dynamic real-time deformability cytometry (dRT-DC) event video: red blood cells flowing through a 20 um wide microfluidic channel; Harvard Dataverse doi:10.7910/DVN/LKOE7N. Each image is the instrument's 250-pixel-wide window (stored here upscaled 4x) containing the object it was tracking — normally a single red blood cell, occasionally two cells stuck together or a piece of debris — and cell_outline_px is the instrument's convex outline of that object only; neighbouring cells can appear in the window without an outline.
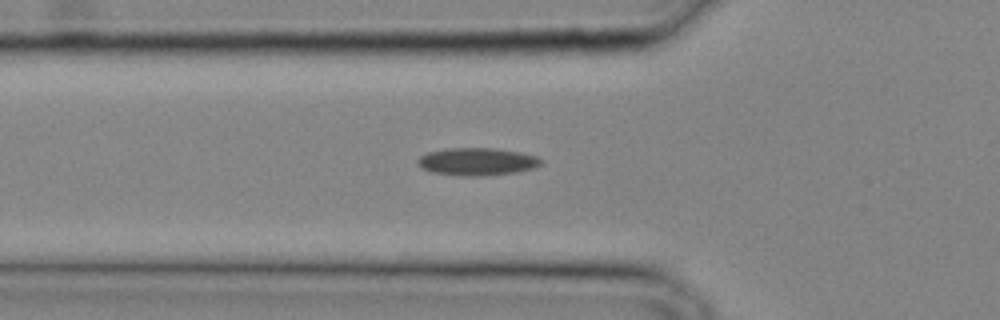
{"species": "common noctule bat (a hibernating species)", "species_latin": "Nyctalus noctula", "temperature_condition": "cold", "stored_images_in_passage": 26, "camera_frame_rate_fps": 3000, "um_per_image_px": 0.085, "animal": {"sex": "male", "body_mass_g": 20.4}, "frame": {"image": 1, "passage_image": 5, "time_ms": 1.333, "image_size_px": [1000, 320], "cell_outline_px": [[544, 160], [540, 164], [532, 168], [516, 172], [484, 176], [460, 176], [432, 172], [420, 168], [416, 160], [424, 152], [448, 148], [496, 148], [520, 152], [536, 156]], "centroid_in_image_um": [40.5, 13.73], "position_along_channel_um": 85.3, "area_um2": 20.06}}
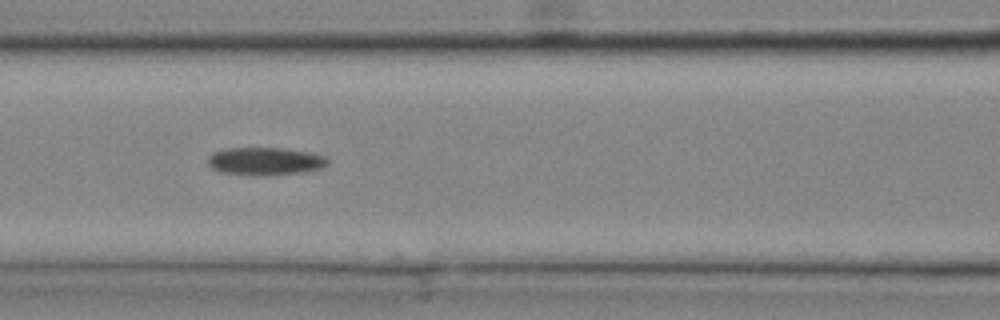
{"frame": {"image": 2, "passage_image": 8, "time_ms": 2.333, "image_size_px": [1000, 320], "cell_outline_px": [[328, 164], [324, 168], [304, 172], [264, 176], [252, 176], [220, 172], [212, 168], [208, 164], [208, 156], [212, 152], [228, 148], [284, 148], [312, 152], [324, 156], [328, 160]], "centroid_in_image_um": [22.55, 13.71], "position_along_channel_um": 144.1, "area_um2": 19.83}}